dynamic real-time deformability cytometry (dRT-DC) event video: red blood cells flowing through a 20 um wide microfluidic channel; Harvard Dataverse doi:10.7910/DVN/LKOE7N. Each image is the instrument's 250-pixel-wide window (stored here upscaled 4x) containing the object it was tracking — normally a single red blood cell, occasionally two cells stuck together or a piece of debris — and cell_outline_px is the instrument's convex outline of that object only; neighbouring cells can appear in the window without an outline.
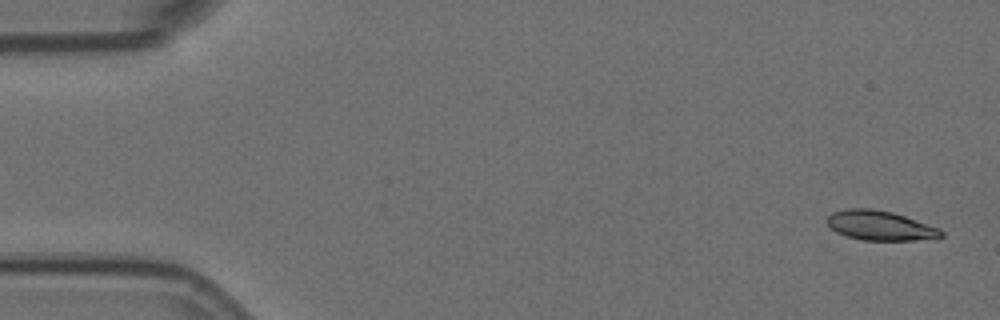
{"species": "Egyptian fruit bat (a non-hibernating species)", "species_latin": "Rousettus aegyptiacus", "temperature_condition": "room temperature", "stored_images_in_passage": 4, "camera_frame_rate_fps": 3000, "um_per_image_px": 0.085, "animal": {"sex": "female"}, "frame": {"image": 1, "passage_image": 1, "time_ms": 0.0, "image_size_px": [1000, 320], "cell_outline_px": [[944, 236], [912, 240], [864, 240], [848, 236], [836, 232], [828, 224], [828, 216], [832, 212], [848, 208], [872, 208], [892, 212], [940, 228], [944, 232]], "centroid_in_image_um": [74.81, 19.16], "position_along_channel_um": 10.2, "area_um2": 19.42}}
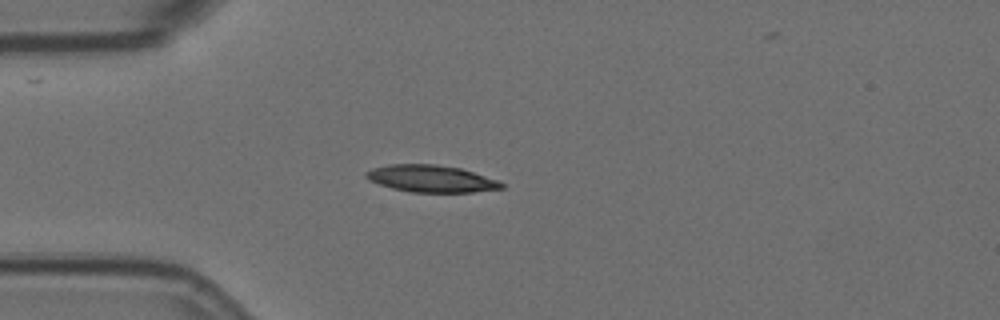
{"frame": {"image": 2, "passage_image": 4, "time_ms": 1.0, "image_size_px": [1000, 320], "cell_outline_px": [[504, 188], [472, 192], [412, 192], [392, 188], [368, 180], [364, 176], [364, 172], [372, 168], [388, 164], [436, 164], [460, 168], [496, 180], [504, 184]], "centroid_in_image_um": [36.59, 15.18], "position_along_channel_um": 48.4, "area_um2": 21.21}}